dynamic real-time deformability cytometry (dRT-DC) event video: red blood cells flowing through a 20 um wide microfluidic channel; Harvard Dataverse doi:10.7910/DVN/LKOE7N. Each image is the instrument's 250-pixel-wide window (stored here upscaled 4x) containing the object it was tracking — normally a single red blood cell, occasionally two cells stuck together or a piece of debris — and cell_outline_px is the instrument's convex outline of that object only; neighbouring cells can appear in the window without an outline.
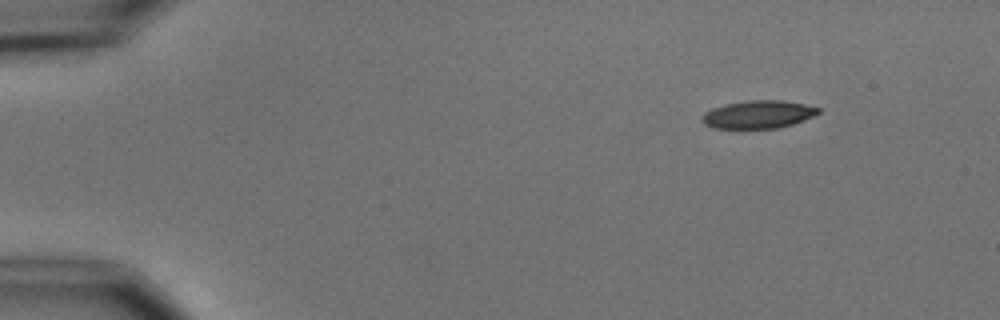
{"species": "common noctule bat (a hibernating species)", "species_latin": "Nyctalus noctula", "temperature_condition": "cold", "stored_images_in_passage": 46, "camera_frame_rate_fps": 3000, "um_per_image_px": 0.085, "animal": {"sex": "male", "body_mass_g": 15.6}, "frame": {"image": 1, "passage_image": 1, "time_ms": 0.0, "image_size_px": [1000, 320], "cell_outline_px": [[820, 112], [804, 120], [792, 124], [776, 128], [712, 128], [704, 124], [700, 120], [704, 112], [712, 108], [724, 104], [748, 100], [784, 100], [804, 104], [820, 108]], "centroid_in_image_um": [64.41, 9.72], "position_along_channel_um": 20.6, "area_um2": 18.96}}
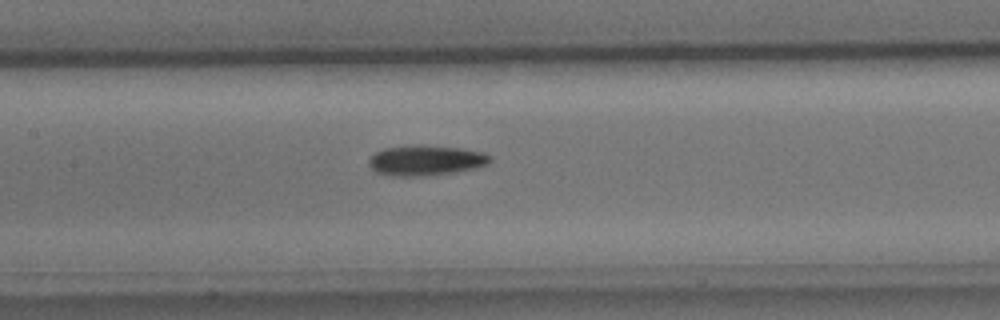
{"frame": {"image": 2, "passage_image": 21, "time_ms": 6.667, "image_size_px": [1000, 320], "cell_outline_px": [[492, 160], [488, 164], [476, 168], [456, 172], [424, 176], [392, 176], [376, 172], [368, 164], [368, 160], [376, 152], [384, 148], [412, 144], [420, 144], [460, 148], [484, 152], [492, 156]], "centroid_in_image_um": [36.21, 13.62], "position_along_channel_um": 171.2, "area_um2": 21.73}}
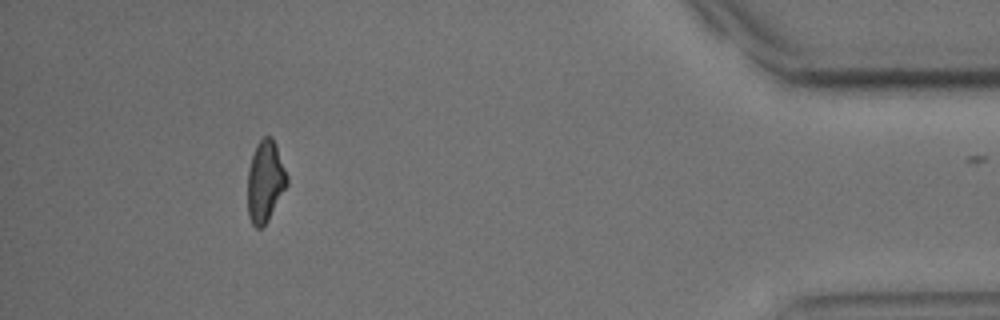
{"frame": {"image": 3, "passage_image": 45, "time_ms": 14.667, "image_size_px": [1000, 320], "cell_outline_px": [[288, 184], [268, 220], [260, 228], [256, 228], [252, 224], [248, 216], [248, 168], [256, 144], [264, 136], [272, 136], [276, 144], [288, 176]], "centroid_in_image_um": [22.55, 15.4], "position_along_channel_um": 412.7, "area_um2": 18.73}}